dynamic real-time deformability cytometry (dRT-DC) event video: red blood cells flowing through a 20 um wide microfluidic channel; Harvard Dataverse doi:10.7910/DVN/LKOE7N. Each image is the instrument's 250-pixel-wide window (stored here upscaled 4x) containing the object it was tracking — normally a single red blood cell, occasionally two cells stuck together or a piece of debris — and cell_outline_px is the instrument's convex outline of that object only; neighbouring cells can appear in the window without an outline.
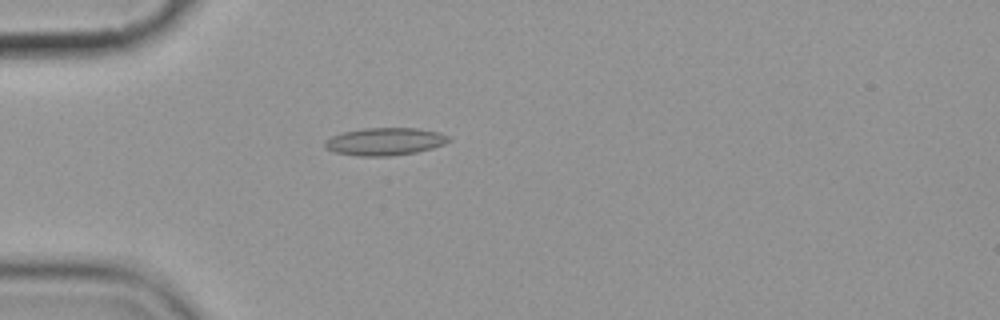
{"species": "common noctule bat (a hibernating species)", "species_latin": "Nyctalus noctula", "temperature_condition": "cold", "stored_images_in_passage": 5, "camera_frame_rate_fps": 3000, "um_per_image_px": 0.085, "animal": {"sex": "female", "body_mass_g": 19.9}, "frame": {"image": 1, "passage_image": 5, "time_ms": 4.333, "image_size_px": [1000, 320], "cell_outline_px": [[452, 140], [444, 144], [432, 148], [416, 152], [388, 156], [360, 156], [336, 152], [324, 148], [324, 140], [332, 136], [344, 132], [364, 128], [416, 128], [440, 132], [448, 136]], "centroid_in_image_um": [32.72, 12.02], "position_along_channel_um": 52.3, "area_um2": 19.88}}